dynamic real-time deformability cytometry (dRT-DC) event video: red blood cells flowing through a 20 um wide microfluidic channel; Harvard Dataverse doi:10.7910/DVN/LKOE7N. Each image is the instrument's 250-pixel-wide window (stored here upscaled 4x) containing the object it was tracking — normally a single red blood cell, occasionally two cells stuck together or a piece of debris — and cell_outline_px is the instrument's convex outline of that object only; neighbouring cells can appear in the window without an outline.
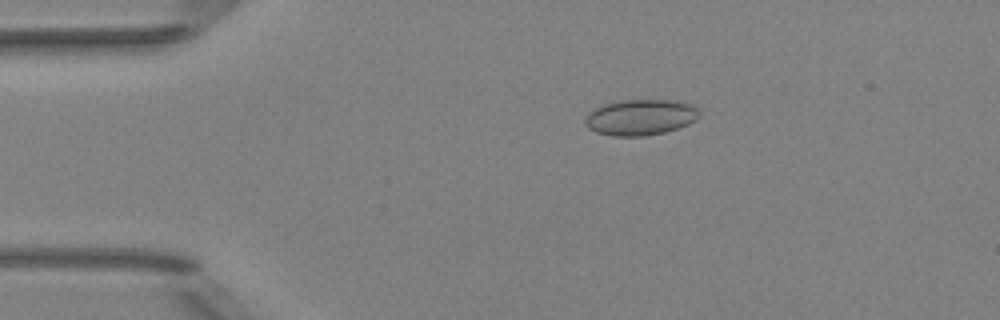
{"species": "Egyptian fruit bat (a non-hibernating species)", "species_latin": "Rousettus aegyptiacus", "temperature_condition": "room temperature", "stored_images_in_passage": 51, "camera_frame_rate_fps": 3000, "um_per_image_px": 0.085, "animal": {"sex": "female"}, "frame": {"image": 1, "passage_image": 10, "time_ms": 3.0, "image_size_px": [1000, 320], "cell_outline_px": [[700, 116], [696, 120], [688, 124], [664, 132], [644, 136], [612, 136], [596, 132], [588, 128], [584, 124], [584, 120], [588, 112], [604, 104], [620, 100], [672, 100], [692, 104], [700, 112]], "centroid_in_image_um": [54.42, 9.97], "position_along_channel_um": 30.6, "area_um2": 23.93}}
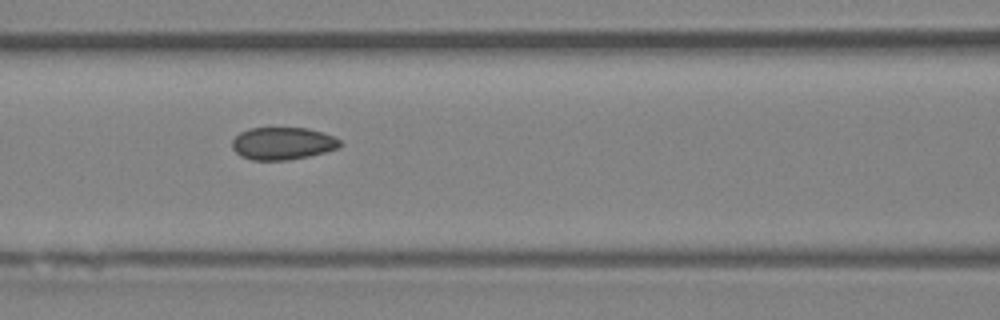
{"frame": {"image": 2, "passage_image": 22, "time_ms": 7.0, "image_size_px": [1000, 320], "cell_outline_px": [[344, 144], [336, 148], [324, 152], [308, 156], [288, 160], [252, 160], [240, 156], [232, 148], [232, 140], [240, 132], [248, 128], [308, 128], [332, 136], [340, 140]], "centroid_in_image_um": [24.0, 12.19], "position_along_channel_um": 142.6, "area_um2": 20.35}}
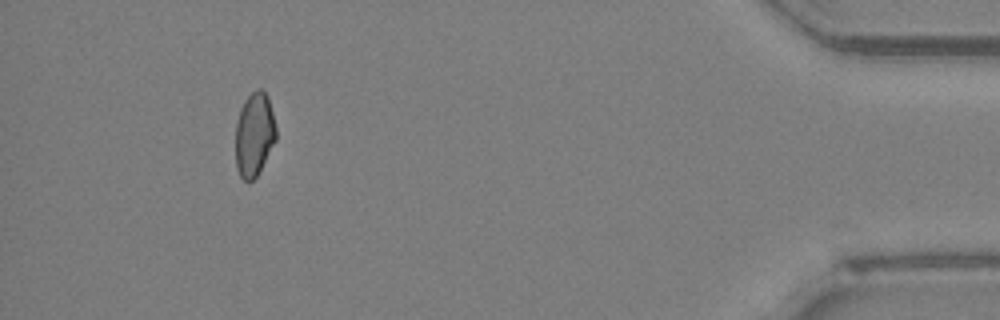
{"frame": {"image": 3, "passage_image": 47, "time_ms": 15.333, "image_size_px": [1000, 320], "cell_outline_px": [[276, 140], [256, 176], [252, 180], [244, 180], [240, 176], [236, 168], [236, 124], [240, 108], [244, 100], [256, 88], [260, 88], [268, 96], [276, 128]], "centroid_in_image_um": [21.61, 11.4], "position_along_channel_um": 413.6, "area_um2": 19.65}, "authors_computed_cell_mechanics": {"area_um2": 20.808, "velocity_mm_per_s": 4.0515, "shape_relaxation_time_tau1_ms": null, "shape_relaxation_time_tau2_ms": 1.9036, "deformation_change_tau1": null, "deformation_change_tau2": 0.0569}}